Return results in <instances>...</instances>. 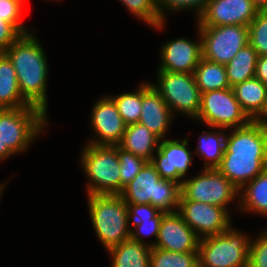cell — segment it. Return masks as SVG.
<instances>
[{"label": "cell", "instance_id": "obj_1", "mask_svg": "<svg viewBox=\"0 0 267 267\" xmlns=\"http://www.w3.org/2000/svg\"><path fill=\"white\" fill-rule=\"evenodd\" d=\"M227 132L225 151L217 169L241 189L267 168V125L251 121Z\"/></svg>", "mask_w": 267, "mask_h": 267}, {"label": "cell", "instance_id": "obj_2", "mask_svg": "<svg viewBox=\"0 0 267 267\" xmlns=\"http://www.w3.org/2000/svg\"><path fill=\"white\" fill-rule=\"evenodd\" d=\"M32 32L22 34L4 53L8 56L16 71L22 97L34 107L48 112L49 60L42 43Z\"/></svg>", "mask_w": 267, "mask_h": 267}, {"label": "cell", "instance_id": "obj_3", "mask_svg": "<svg viewBox=\"0 0 267 267\" xmlns=\"http://www.w3.org/2000/svg\"><path fill=\"white\" fill-rule=\"evenodd\" d=\"M87 211L104 251L130 239L128 208L120 195H87Z\"/></svg>", "mask_w": 267, "mask_h": 267}, {"label": "cell", "instance_id": "obj_4", "mask_svg": "<svg viewBox=\"0 0 267 267\" xmlns=\"http://www.w3.org/2000/svg\"><path fill=\"white\" fill-rule=\"evenodd\" d=\"M48 120L49 116L34 106L0 109L2 148H9L16 156L27 152L39 137L46 136Z\"/></svg>", "mask_w": 267, "mask_h": 267}, {"label": "cell", "instance_id": "obj_5", "mask_svg": "<svg viewBox=\"0 0 267 267\" xmlns=\"http://www.w3.org/2000/svg\"><path fill=\"white\" fill-rule=\"evenodd\" d=\"M79 165L87 178V195H120L121 178L117 150L114 146L83 143Z\"/></svg>", "mask_w": 267, "mask_h": 267}, {"label": "cell", "instance_id": "obj_6", "mask_svg": "<svg viewBox=\"0 0 267 267\" xmlns=\"http://www.w3.org/2000/svg\"><path fill=\"white\" fill-rule=\"evenodd\" d=\"M180 195L181 185L162 178L151 162L144 165L120 194L126 204H151L163 213L178 211Z\"/></svg>", "mask_w": 267, "mask_h": 267}, {"label": "cell", "instance_id": "obj_7", "mask_svg": "<svg viewBox=\"0 0 267 267\" xmlns=\"http://www.w3.org/2000/svg\"><path fill=\"white\" fill-rule=\"evenodd\" d=\"M203 237L198 248L199 267H248L251 233L233 227Z\"/></svg>", "mask_w": 267, "mask_h": 267}, {"label": "cell", "instance_id": "obj_8", "mask_svg": "<svg viewBox=\"0 0 267 267\" xmlns=\"http://www.w3.org/2000/svg\"><path fill=\"white\" fill-rule=\"evenodd\" d=\"M179 200L216 205L225 208L232 215L239 210V188L217 168H201L196 175L184 178Z\"/></svg>", "mask_w": 267, "mask_h": 267}, {"label": "cell", "instance_id": "obj_9", "mask_svg": "<svg viewBox=\"0 0 267 267\" xmlns=\"http://www.w3.org/2000/svg\"><path fill=\"white\" fill-rule=\"evenodd\" d=\"M155 72L156 79L149 80V82L163 98L174 117L183 115L186 116V119L194 122L201 105V92L196 85L194 74L170 71Z\"/></svg>", "mask_w": 267, "mask_h": 267}, {"label": "cell", "instance_id": "obj_10", "mask_svg": "<svg viewBox=\"0 0 267 267\" xmlns=\"http://www.w3.org/2000/svg\"><path fill=\"white\" fill-rule=\"evenodd\" d=\"M251 121L235 98L232 87L201 93L200 110L195 120L199 125L232 129L244 127Z\"/></svg>", "mask_w": 267, "mask_h": 267}, {"label": "cell", "instance_id": "obj_11", "mask_svg": "<svg viewBox=\"0 0 267 267\" xmlns=\"http://www.w3.org/2000/svg\"><path fill=\"white\" fill-rule=\"evenodd\" d=\"M202 38L203 58L218 64H227L249 43L248 26L220 25L198 27Z\"/></svg>", "mask_w": 267, "mask_h": 267}, {"label": "cell", "instance_id": "obj_12", "mask_svg": "<svg viewBox=\"0 0 267 267\" xmlns=\"http://www.w3.org/2000/svg\"><path fill=\"white\" fill-rule=\"evenodd\" d=\"M189 135L185 138H166L160 140L158 150L153 155L151 163L155 166L156 171L164 179L173 180L180 185L193 166V150L189 142Z\"/></svg>", "mask_w": 267, "mask_h": 267}, {"label": "cell", "instance_id": "obj_13", "mask_svg": "<svg viewBox=\"0 0 267 267\" xmlns=\"http://www.w3.org/2000/svg\"><path fill=\"white\" fill-rule=\"evenodd\" d=\"M89 120V129L93 134L85 143L94 145H118L126 129L114 100L108 94H102L93 102Z\"/></svg>", "mask_w": 267, "mask_h": 267}, {"label": "cell", "instance_id": "obj_14", "mask_svg": "<svg viewBox=\"0 0 267 267\" xmlns=\"http://www.w3.org/2000/svg\"><path fill=\"white\" fill-rule=\"evenodd\" d=\"M259 10V0H209L195 22L197 27L248 26Z\"/></svg>", "mask_w": 267, "mask_h": 267}, {"label": "cell", "instance_id": "obj_15", "mask_svg": "<svg viewBox=\"0 0 267 267\" xmlns=\"http://www.w3.org/2000/svg\"><path fill=\"white\" fill-rule=\"evenodd\" d=\"M197 39L176 37L164 41L160 45V65L156 71H170L179 73H194L199 61L203 58L202 38L197 25L194 26Z\"/></svg>", "mask_w": 267, "mask_h": 267}, {"label": "cell", "instance_id": "obj_16", "mask_svg": "<svg viewBox=\"0 0 267 267\" xmlns=\"http://www.w3.org/2000/svg\"><path fill=\"white\" fill-rule=\"evenodd\" d=\"M178 212L200 238L221 234L235 221L225 208L198 201L179 200Z\"/></svg>", "mask_w": 267, "mask_h": 267}, {"label": "cell", "instance_id": "obj_17", "mask_svg": "<svg viewBox=\"0 0 267 267\" xmlns=\"http://www.w3.org/2000/svg\"><path fill=\"white\" fill-rule=\"evenodd\" d=\"M200 239L180 213L174 211L163 214L154 247L171 252H198Z\"/></svg>", "mask_w": 267, "mask_h": 267}, {"label": "cell", "instance_id": "obj_18", "mask_svg": "<svg viewBox=\"0 0 267 267\" xmlns=\"http://www.w3.org/2000/svg\"><path fill=\"white\" fill-rule=\"evenodd\" d=\"M177 120L160 94L150 84L142 81V109L140 124L146 126L160 140L166 139L171 132L173 121Z\"/></svg>", "mask_w": 267, "mask_h": 267}, {"label": "cell", "instance_id": "obj_19", "mask_svg": "<svg viewBox=\"0 0 267 267\" xmlns=\"http://www.w3.org/2000/svg\"><path fill=\"white\" fill-rule=\"evenodd\" d=\"M239 213L267 218V168L239 189Z\"/></svg>", "mask_w": 267, "mask_h": 267}, {"label": "cell", "instance_id": "obj_20", "mask_svg": "<svg viewBox=\"0 0 267 267\" xmlns=\"http://www.w3.org/2000/svg\"><path fill=\"white\" fill-rule=\"evenodd\" d=\"M160 139L140 123L126 125L118 146L134 155L151 162L157 152Z\"/></svg>", "mask_w": 267, "mask_h": 267}, {"label": "cell", "instance_id": "obj_21", "mask_svg": "<svg viewBox=\"0 0 267 267\" xmlns=\"http://www.w3.org/2000/svg\"><path fill=\"white\" fill-rule=\"evenodd\" d=\"M232 89L243 111L252 121H256L264 113L267 86L254 77L236 84Z\"/></svg>", "mask_w": 267, "mask_h": 267}, {"label": "cell", "instance_id": "obj_22", "mask_svg": "<svg viewBox=\"0 0 267 267\" xmlns=\"http://www.w3.org/2000/svg\"><path fill=\"white\" fill-rule=\"evenodd\" d=\"M202 130L197 140L194 155L202 158V168H217L225 151L227 129L206 127ZM212 129V130H211Z\"/></svg>", "mask_w": 267, "mask_h": 267}, {"label": "cell", "instance_id": "obj_23", "mask_svg": "<svg viewBox=\"0 0 267 267\" xmlns=\"http://www.w3.org/2000/svg\"><path fill=\"white\" fill-rule=\"evenodd\" d=\"M151 250L152 247L128 239L106 252L111 260L110 267H149Z\"/></svg>", "mask_w": 267, "mask_h": 267}, {"label": "cell", "instance_id": "obj_24", "mask_svg": "<svg viewBox=\"0 0 267 267\" xmlns=\"http://www.w3.org/2000/svg\"><path fill=\"white\" fill-rule=\"evenodd\" d=\"M31 106L21 95L16 71L5 53H0V109Z\"/></svg>", "mask_w": 267, "mask_h": 267}, {"label": "cell", "instance_id": "obj_25", "mask_svg": "<svg viewBox=\"0 0 267 267\" xmlns=\"http://www.w3.org/2000/svg\"><path fill=\"white\" fill-rule=\"evenodd\" d=\"M258 57L256 51L248 43L224 65L230 87L255 77Z\"/></svg>", "mask_w": 267, "mask_h": 267}, {"label": "cell", "instance_id": "obj_26", "mask_svg": "<svg viewBox=\"0 0 267 267\" xmlns=\"http://www.w3.org/2000/svg\"><path fill=\"white\" fill-rule=\"evenodd\" d=\"M193 74L201 93L230 88L226 68L223 64L202 58Z\"/></svg>", "mask_w": 267, "mask_h": 267}, {"label": "cell", "instance_id": "obj_27", "mask_svg": "<svg viewBox=\"0 0 267 267\" xmlns=\"http://www.w3.org/2000/svg\"><path fill=\"white\" fill-rule=\"evenodd\" d=\"M132 16L144 22L152 30L158 32L165 30L166 22L161 20L156 0H118Z\"/></svg>", "mask_w": 267, "mask_h": 267}, {"label": "cell", "instance_id": "obj_28", "mask_svg": "<svg viewBox=\"0 0 267 267\" xmlns=\"http://www.w3.org/2000/svg\"><path fill=\"white\" fill-rule=\"evenodd\" d=\"M133 91H124L118 94L107 93L115 102L126 125L138 123L142 109V82Z\"/></svg>", "mask_w": 267, "mask_h": 267}, {"label": "cell", "instance_id": "obj_29", "mask_svg": "<svg viewBox=\"0 0 267 267\" xmlns=\"http://www.w3.org/2000/svg\"><path fill=\"white\" fill-rule=\"evenodd\" d=\"M149 267H199L198 252H171L152 247Z\"/></svg>", "mask_w": 267, "mask_h": 267}, {"label": "cell", "instance_id": "obj_30", "mask_svg": "<svg viewBox=\"0 0 267 267\" xmlns=\"http://www.w3.org/2000/svg\"><path fill=\"white\" fill-rule=\"evenodd\" d=\"M209 0H156L158 11L163 22H168L167 14L192 12L194 20L205 9ZM196 16V17H195Z\"/></svg>", "mask_w": 267, "mask_h": 267}, {"label": "cell", "instance_id": "obj_31", "mask_svg": "<svg viewBox=\"0 0 267 267\" xmlns=\"http://www.w3.org/2000/svg\"><path fill=\"white\" fill-rule=\"evenodd\" d=\"M163 214V212H159L152 219H138L134 224H130V239L145 244L149 247H154L160 229ZM151 237L154 238L153 241H151ZM148 238H150V241L145 240Z\"/></svg>", "mask_w": 267, "mask_h": 267}, {"label": "cell", "instance_id": "obj_32", "mask_svg": "<svg viewBox=\"0 0 267 267\" xmlns=\"http://www.w3.org/2000/svg\"><path fill=\"white\" fill-rule=\"evenodd\" d=\"M115 149L119 158L122 193L124 187L135 178L148 161L120 148L118 145H115Z\"/></svg>", "mask_w": 267, "mask_h": 267}, {"label": "cell", "instance_id": "obj_33", "mask_svg": "<svg viewBox=\"0 0 267 267\" xmlns=\"http://www.w3.org/2000/svg\"><path fill=\"white\" fill-rule=\"evenodd\" d=\"M249 44L258 56L267 55V12L259 10L248 25Z\"/></svg>", "mask_w": 267, "mask_h": 267}, {"label": "cell", "instance_id": "obj_34", "mask_svg": "<svg viewBox=\"0 0 267 267\" xmlns=\"http://www.w3.org/2000/svg\"><path fill=\"white\" fill-rule=\"evenodd\" d=\"M24 6V0H0V17L13 24L22 34H27L32 32L33 29L26 27L23 21Z\"/></svg>", "mask_w": 267, "mask_h": 267}, {"label": "cell", "instance_id": "obj_35", "mask_svg": "<svg viewBox=\"0 0 267 267\" xmlns=\"http://www.w3.org/2000/svg\"><path fill=\"white\" fill-rule=\"evenodd\" d=\"M260 230L251 236L248 267H267V227Z\"/></svg>", "mask_w": 267, "mask_h": 267}, {"label": "cell", "instance_id": "obj_36", "mask_svg": "<svg viewBox=\"0 0 267 267\" xmlns=\"http://www.w3.org/2000/svg\"><path fill=\"white\" fill-rule=\"evenodd\" d=\"M21 35L13 24L0 17V53H4Z\"/></svg>", "mask_w": 267, "mask_h": 267}, {"label": "cell", "instance_id": "obj_37", "mask_svg": "<svg viewBox=\"0 0 267 267\" xmlns=\"http://www.w3.org/2000/svg\"><path fill=\"white\" fill-rule=\"evenodd\" d=\"M130 224H134L138 219H152L160 211L151 204H127Z\"/></svg>", "mask_w": 267, "mask_h": 267}, {"label": "cell", "instance_id": "obj_38", "mask_svg": "<svg viewBox=\"0 0 267 267\" xmlns=\"http://www.w3.org/2000/svg\"><path fill=\"white\" fill-rule=\"evenodd\" d=\"M255 78L260 79L267 86V55L258 57Z\"/></svg>", "mask_w": 267, "mask_h": 267}, {"label": "cell", "instance_id": "obj_39", "mask_svg": "<svg viewBox=\"0 0 267 267\" xmlns=\"http://www.w3.org/2000/svg\"><path fill=\"white\" fill-rule=\"evenodd\" d=\"M16 155L9 148H2V142L0 140V164L6 162V160Z\"/></svg>", "mask_w": 267, "mask_h": 267}, {"label": "cell", "instance_id": "obj_40", "mask_svg": "<svg viewBox=\"0 0 267 267\" xmlns=\"http://www.w3.org/2000/svg\"><path fill=\"white\" fill-rule=\"evenodd\" d=\"M256 121L263 122L264 124L267 125V94H266V103L264 106V113Z\"/></svg>", "mask_w": 267, "mask_h": 267}, {"label": "cell", "instance_id": "obj_41", "mask_svg": "<svg viewBox=\"0 0 267 267\" xmlns=\"http://www.w3.org/2000/svg\"><path fill=\"white\" fill-rule=\"evenodd\" d=\"M10 183V180L8 179V180H5V182L4 181H2L1 183H0V204H1V199H2V197H3V195H4V190L5 189H7L6 187L8 186V184Z\"/></svg>", "mask_w": 267, "mask_h": 267}, {"label": "cell", "instance_id": "obj_42", "mask_svg": "<svg viewBox=\"0 0 267 267\" xmlns=\"http://www.w3.org/2000/svg\"><path fill=\"white\" fill-rule=\"evenodd\" d=\"M260 1V10L267 12V0H259Z\"/></svg>", "mask_w": 267, "mask_h": 267}, {"label": "cell", "instance_id": "obj_43", "mask_svg": "<svg viewBox=\"0 0 267 267\" xmlns=\"http://www.w3.org/2000/svg\"><path fill=\"white\" fill-rule=\"evenodd\" d=\"M24 1H25V3H26V0H24ZM41 1H45V2H47V1H48V2H49V1H52V2L55 1V2H57V1H58V2H59L60 0H41Z\"/></svg>", "mask_w": 267, "mask_h": 267}]
</instances>
